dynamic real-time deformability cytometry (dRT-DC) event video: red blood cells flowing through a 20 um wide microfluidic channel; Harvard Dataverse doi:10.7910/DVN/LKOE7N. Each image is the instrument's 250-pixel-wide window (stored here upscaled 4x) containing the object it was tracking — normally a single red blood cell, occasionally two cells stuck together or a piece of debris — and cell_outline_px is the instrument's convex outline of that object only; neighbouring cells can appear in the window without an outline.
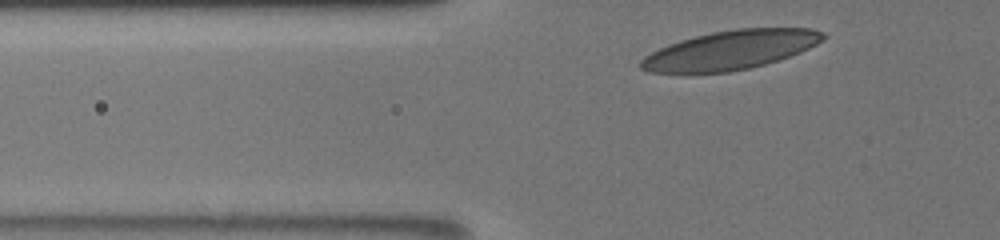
{"species": "human", "species_latin": "Homo sapiens", "temperature_condition": "room temperature", "stored_images_in_passage": 26, "camera_frame_rate_fps": 3000, "um_per_image_px": 0.085, "donor": {"sex": "male"}, "frame": {"image": 1, "passage_image": 2, "time_ms": 0.333, "image_size_px": [1000, 240], "cell_outline_px": [[828, 36], [816, 44], [800, 52], [764, 64], [748, 68], [728, 72], [648, 72], [640, 68], [640, 60], [644, 56], [668, 44], [680, 40], [712, 32], [736, 28], [812, 28], [824, 32]], "centroid_in_image_um": [62.1, 4.24], "position_along_channel_um": 63.7, "area_um2": 41.04}}
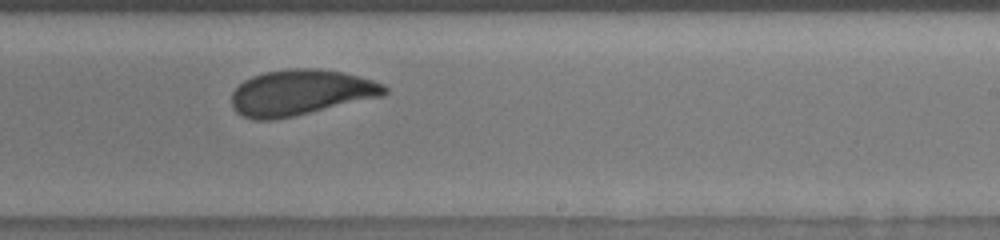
{"frame": {"image": 2, "passage_image": 16, "time_ms": 6.0, "image_size_px": [1000, 240], "cell_outline_px": [[388, 92], [380, 96], [292, 116], [272, 120], [256, 120], [244, 116], [236, 112], [232, 108], [232, 92], [244, 80], [252, 76], [264, 72], [288, 68], [316, 68], [344, 72], [360, 76], [384, 84], [388, 88]], "centroid_in_image_um": [25.52, 7.84], "position_along_channel_um": 263.5, "area_um2": 40.4}}
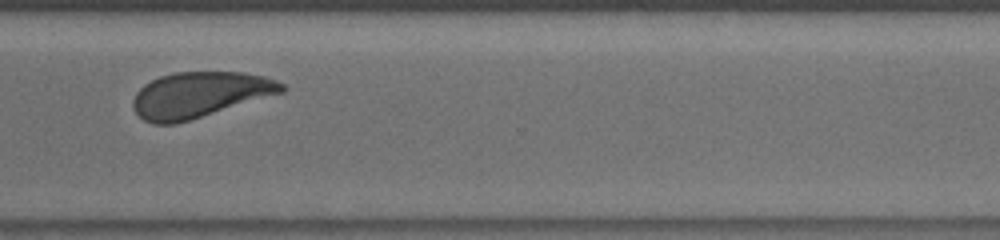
{"frame": {"image": 3, "passage_image": 22, "time_ms": 8.333, "image_size_px": [1000, 240], "cell_outline_px": [[288, 88], [284, 92], [176, 124], [152, 124], [144, 120], [136, 112], [132, 104], [132, 100], [136, 92], [144, 84], [160, 76], [176, 72], [244, 72], [264, 76], [276, 80], [284, 84]], "centroid_in_image_um": [16.97, 8.05], "position_along_channel_um": 353.6, "area_um2": 39.54}, "authors_computed_cell_mechanics": {"area_um2": 40.8935, "velocity_mm_per_s": 3.8478, "shape_relaxation_time_tau1_ms": 2.5979, "shape_relaxation_time_tau2_ms": 0.8657, "deformation_change_tau1": 0.1061, "deformation_change_tau2": 0.0441}}